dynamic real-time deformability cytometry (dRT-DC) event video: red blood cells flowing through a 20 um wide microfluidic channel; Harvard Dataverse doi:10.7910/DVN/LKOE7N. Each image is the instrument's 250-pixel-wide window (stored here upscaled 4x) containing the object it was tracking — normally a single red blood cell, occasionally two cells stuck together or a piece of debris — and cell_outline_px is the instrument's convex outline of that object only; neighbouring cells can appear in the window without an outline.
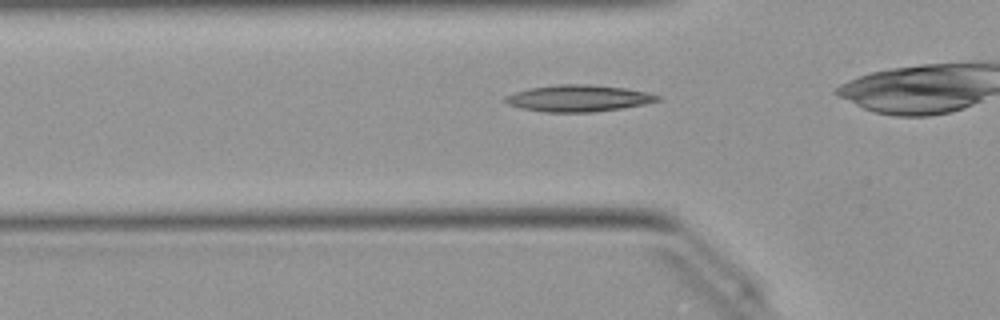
{"species": "Egyptian fruit bat (a non-hibernating species)", "species_latin": "Rousettus aegyptiacus", "temperature_condition": "warm", "stored_images_in_passage": 31, "camera_frame_rate_fps": 3000, "um_per_image_px": 0.085, "animal": {"sex": "female"}, "frame": {"image": 1, "passage_image": 8, "time_ms": 2.333, "image_size_px": [1000, 320], "cell_outline_px": [[660, 100], [644, 104], [624, 108], [592, 112], [544, 112], [520, 108], [508, 104], [504, 100], [504, 96], [528, 88], [556, 84], [592, 84], [624, 88], [648, 92], [660, 96]], "centroid_in_image_um": [49.15, 8.35], "position_along_channel_um": 76.6, "area_um2": 23.76}}
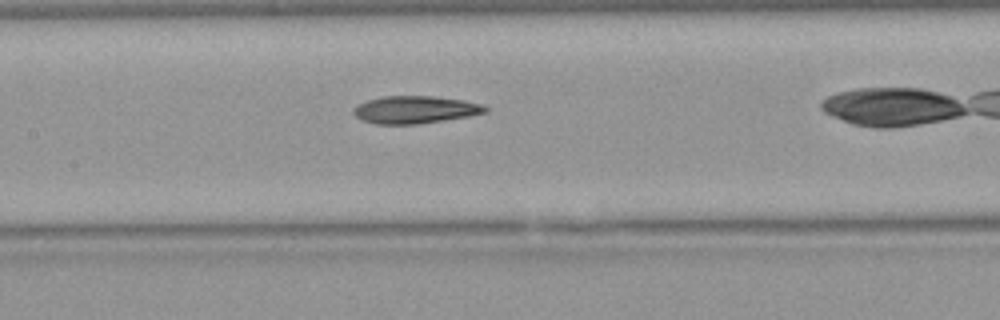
{"frame": {"image": 2, "passage_image": 15, "time_ms": 4.667, "image_size_px": [1000, 320], "cell_outline_px": [[488, 112], [468, 116], [444, 120], [416, 124], [376, 124], [360, 120], [352, 112], [352, 108], [368, 100], [384, 96], [432, 96], [464, 100], [480, 104], [488, 108]], "centroid_in_image_um": [35.26, 9.32], "position_along_channel_um": 172.1, "area_um2": 21.04}}
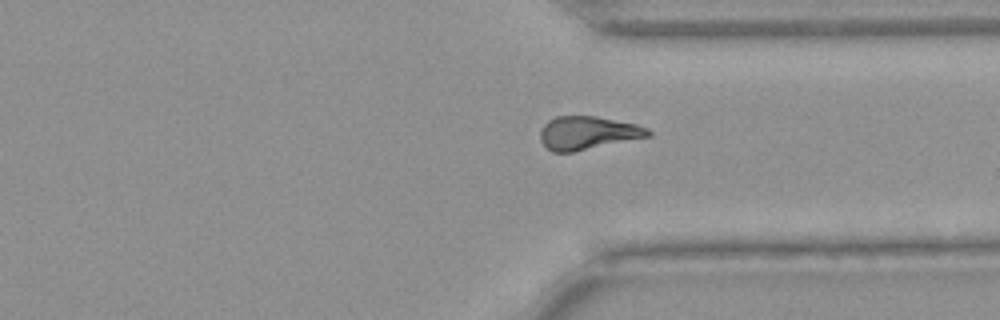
{"frame": {"image": 3, "passage_image": 29, "time_ms": 9.333, "image_size_px": [1000, 320], "cell_outline_px": [[652, 136], [572, 152], [552, 152], [540, 140], [540, 132], [544, 124], [548, 120], [556, 116], [596, 116], [636, 124], [648, 128], [652, 132]], "centroid_in_image_um": [49.97, 11.29], "position_along_channel_um": 361.4, "area_um2": 20.92}}